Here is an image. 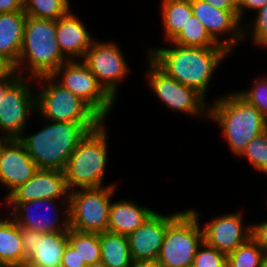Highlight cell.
<instances>
[{
    "instance_id": "cell-1",
    "label": "cell",
    "mask_w": 267,
    "mask_h": 267,
    "mask_svg": "<svg viewBox=\"0 0 267 267\" xmlns=\"http://www.w3.org/2000/svg\"><path fill=\"white\" fill-rule=\"evenodd\" d=\"M171 48H151L148 56L169 77L196 89L206 98L215 70L229 52L225 47H184L169 42Z\"/></svg>"
},
{
    "instance_id": "cell-2",
    "label": "cell",
    "mask_w": 267,
    "mask_h": 267,
    "mask_svg": "<svg viewBox=\"0 0 267 267\" xmlns=\"http://www.w3.org/2000/svg\"><path fill=\"white\" fill-rule=\"evenodd\" d=\"M44 127L18 139L38 169L63 171L81 139L99 124L43 120Z\"/></svg>"
},
{
    "instance_id": "cell-3",
    "label": "cell",
    "mask_w": 267,
    "mask_h": 267,
    "mask_svg": "<svg viewBox=\"0 0 267 267\" xmlns=\"http://www.w3.org/2000/svg\"><path fill=\"white\" fill-rule=\"evenodd\" d=\"M209 119L220 126L221 135L236 157L252 139L267 130V119L237 92L227 93L211 103Z\"/></svg>"
},
{
    "instance_id": "cell-4",
    "label": "cell",
    "mask_w": 267,
    "mask_h": 267,
    "mask_svg": "<svg viewBox=\"0 0 267 267\" xmlns=\"http://www.w3.org/2000/svg\"><path fill=\"white\" fill-rule=\"evenodd\" d=\"M67 61L57 42L56 20L27 16L20 57L13 69L20 76L28 71V77L35 79L51 76Z\"/></svg>"
},
{
    "instance_id": "cell-5",
    "label": "cell",
    "mask_w": 267,
    "mask_h": 267,
    "mask_svg": "<svg viewBox=\"0 0 267 267\" xmlns=\"http://www.w3.org/2000/svg\"><path fill=\"white\" fill-rule=\"evenodd\" d=\"M103 120L79 142L65 167L68 191L104 186L103 178L108 162V133Z\"/></svg>"
},
{
    "instance_id": "cell-6",
    "label": "cell",
    "mask_w": 267,
    "mask_h": 267,
    "mask_svg": "<svg viewBox=\"0 0 267 267\" xmlns=\"http://www.w3.org/2000/svg\"><path fill=\"white\" fill-rule=\"evenodd\" d=\"M42 83L36 93V114L49 121L100 124L103 119L80 97L64 88L52 76L35 78ZM44 83V84H43Z\"/></svg>"
},
{
    "instance_id": "cell-7",
    "label": "cell",
    "mask_w": 267,
    "mask_h": 267,
    "mask_svg": "<svg viewBox=\"0 0 267 267\" xmlns=\"http://www.w3.org/2000/svg\"><path fill=\"white\" fill-rule=\"evenodd\" d=\"M200 214L195 209L182 212L168 225L157 258L161 267H189L203 242L199 225Z\"/></svg>"
},
{
    "instance_id": "cell-8",
    "label": "cell",
    "mask_w": 267,
    "mask_h": 267,
    "mask_svg": "<svg viewBox=\"0 0 267 267\" xmlns=\"http://www.w3.org/2000/svg\"><path fill=\"white\" fill-rule=\"evenodd\" d=\"M115 184L69 192V227L79 232L107 231Z\"/></svg>"
},
{
    "instance_id": "cell-9",
    "label": "cell",
    "mask_w": 267,
    "mask_h": 267,
    "mask_svg": "<svg viewBox=\"0 0 267 267\" xmlns=\"http://www.w3.org/2000/svg\"><path fill=\"white\" fill-rule=\"evenodd\" d=\"M148 61V86L166 107L185 115H199L200 119L209 118V104L206 105V98L201 93L169 77L149 57Z\"/></svg>"
},
{
    "instance_id": "cell-10",
    "label": "cell",
    "mask_w": 267,
    "mask_h": 267,
    "mask_svg": "<svg viewBox=\"0 0 267 267\" xmlns=\"http://www.w3.org/2000/svg\"><path fill=\"white\" fill-rule=\"evenodd\" d=\"M51 76L64 88L85 101L104 121L107 119L115 100L82 61H67Z\"/></svg>"
},
{
    "instance_id": "cell-11",
    "label": "cell",
    "mask_w": 267,
    "mask_h": 267,
    "mask_svg": "<svg viewBox=\"0 0 267 267\" xmlns=\"http://www.w3.org/2000/svg\"><path fill=\"white\" fill-rule=\"evenodd\" d=\"M28 76H20L0 100V130L9 138L21 137L27 128L28 118L36 110V93ZM34 92V93H33Z\"/></svg>"
},
{
    "instance_id": "cell-12",
    "label": "cell",
    "mask_w": 267,
    "mask_h": 267,
    "mask_svg": "<svg viewBox=\"0 0 267 267\" xmlns=\"http://www.w3.org/2000/svg\"><path fill=\"white\" fill-rule=\"evenodd\" d=\"M82 62L96 76L105 91L116 100L119 83L127 78V73L130 72L127 60L118 44L95 39Z\"/></svg>"
},
{
    "instance_id": "cell-13",
    "label": "cell",
    "mask_w": 267,
    "mask_h": 267,
    "mask_svg": "<svg viewBox=\"0 0 267 267\" xmlns=\"http://www.w3.org/2000/svg\"><path fill=\"white\" fill-rule=\"evenodd\" d=\"M191 5L193 15L204 25L209 35L229 52L232 53L237 44L249 35L246 28L250 26L241 25L238 11L217 9L204 0H191ZM219 34L225 35L226 38L221 40Z\"/></svg>"
},
{
    "instance_id": "cell-14",
    "label": "cell",
    "mask_w": 267,
    "mask_h": 267,
    "mask_svg": "<svg viewBox=\"0 0 267 267\" xmlns=\"http://www.w3.org/2000/svg\"><path fill=\"white\" fill-rule=\"evenodd\" d=\"M55 201H57V199H36L22 203H7L5 205L8 206L6 209L9 207L11 208L8 215L20 226V228L35 230L42 233L69 231V210H63L61 212L62 218L57 214L61 210L55 205L57 204ZM43 205H46L45 210L47 213L54 212V218L53 216L52 218L51 216H48L49 214L47 213H41L43 212V209H40V212H37L38 210L36 211L39 207L42 208ZM33 207L35 208L33 209ZM10 212L12 213L10 214ZM47 216L51 219L46 218ZM59 217H61V220Z\"/></svg>"
},
{
    "instance_id": "cell-15",
    "label": "cell",
    "mask_w": 267,
    "mask_h": 267,
    "mask_svg": "<svg viewBox=\"0 0 267 267\" xmlns=\"http://www.w3.org/2000/svg\"><path fill=\"white\" fill-rule=\"evenodd\" d=\"M68 198L64 171L38 169L30 180L15 189L4 202L6 204L36 199H60L63 210H69Z\"/></svg>"
},
{
    "instance_id": "cell-16",
    "label": "cell",
    "mask_w": 267,
    "mask_h": 267,
    "mask_svg": "<svg viewBox=\"0 0 267 267\" xmlns=\"http://www.w3.org/2000/svg\"><path fill=\"white\" fill-rule=\"evenodd\" d=\"M181 212L167 216L154 211L140 227L127 236L133 261L157 260L165 231Z\"/></svg>"
},
{
    "instance_id": "cell-17",
    "label": "cell",
    "mask_w": 267,
    "mask_h": 267,
    "mask_svg": "<svg viewBox=\"0 0 267 267\" xmlns=\"http://www.w3.org/2000/svg\"><path fill=\"white\" fill-rule=\"evenodd\" d=\"M243 212L216 216L202 227L203 241L226 255L251 237V225H244Z\"/></svg>"
},
{
    "instance_id": "cell-18",
    "label": "cell",
    "mask_w": 267,
    "mask_h": 267,
    "mask_svg": "<svg viewBox=\"0 0 267 267\" xmlns=\"http://www.w3.org/2000/svg\"><path fill=\"white\" fill-rule=\"evenodd\" d=\"M23 143L18 138H11L3 148L0 156V185L9 189L3 201L19 186L30 180L36 171Z\"/></svg>"
},
{
    "instance_id": "cell-19",
    "label": "cell",
    "mask_w": 267,
    "mask_h": 267,
    "mask_svg": "<svg viewBox=\"0 0 267 267\" xmlns=\"http://www.w3.org/2000/svg\"><path fill=\"white\" fill-rule=\"evenodd\" d=\"M72 9L56 20V38L62 54L69 60H82L95 41Z\"/></svg>"
},
{
    "instance_id": "cell-20",
    "label": "cell",
    "mask_w": 267,
    "mask_h": 267,
    "mask_svg": "<svg viewBox=\"0 0 267 267\" xmlns=\"http://www.w3.org/2000/svg\"><path fill=\"white\" fill-rule=\"evenodd\" d=\"M26 17L24 11L0 14V57L12 68L20 57Z\"/></svg>"
},
{
    "instance_id": "cell-21",
    "label": "cell",
    "mask_w": 267,
    "mask_h": 267,
    "mask_svg": "<svg viewBox=\"0 0 267 267\" xmlns=\"http://www.w3.org/2000/svg\"><path fill=\"white\" fill-rule=\"evenodd\" d=\"M154 212L129 200L111 202L107 231L130 235Z\"/></svg>"
},
{
    "instance_id": "cell-22",
    "label": "cell",
    "mask_w": 267,
    "mask_h": 267,
    "mask_svg": "<svg viewBox=\"0 0 267 267\" xmlns=\"http://www.w3.org/2000/svg\"><path fill=\"white\" fill-rule=\"evenodd\" d=\"M68 245V231L42 233L36 231L35 251L28 259L42 267H61Z\"/></svg>"
},
{
    "instance_id": "cell-23",
    "label": "cell",
    "mask_w": 267,
    "mask_h": 267,
    "mask_svg": "<svg viewBox=\"0 0 267 267\" xmlns=\"http://www.w3.org/2000/svg\"><path fill=\"white\" fill-rule=\"evenodd\" d=\"M23 260L20 226L11 217L0 219V265L12 267Z\"/></svg>"
},
{
    "instance_id": "cell-24",
    "label": "cell",
    "mask_w": 267,
    "mask_h": 267,
    "mask_svg": "<svg viewBox=\"0 0 267 267\" xmlns=\"http://www.w3.org/2000/svg\"><path fill=\"white\" fill-rule=\"evenodd\" d=\"M101 261L107 267H131L133 259L127 236L109 231L99 233Z\"/></svg>"
},
{
    "instance_id": "cell-25",
    "label": "cell",
    "mask_w": 267,
    "mask_h": 267,
    "mask_svg": "<svg viewBox=\"0 0 267 267\" xmlns=\"http://www.w3.org/2000/svg\"><path fill=\"white\" fill-rule=\"evenodd\" d=\"M160 14L164 37L170 42L193 15L191 0H161Z\"/></svg>"
},
{
    "instance_id": "cell-26",
    "label": "cell",
    "mask_w": 267,
    "mask_h": 267,
    "mask_svg": "<svg viewBox=\"0 0 267 267\" xmlns=\"http://www.w3.org/2000/svg\"><path fill=\"white\" fill-rule=\"evenodd\" d=\"M171 42L184 47H224L209 35L204 25L194 15Z\"/></svg>"
},
{
    "instance_id": "cell-27",
    "label": "cell",
    "mask_w": 267,
    "mask_h": 267,
    "mask_svg": "<svg viewBox=\"0 0 267 267\" xmlns=\"http://www.w3.org/2000/svg\"><path fill=\"white\" fill-rule=\"evenodd\" d=\"M68 243L78 252L86 265L101 261V246L99 233L68 231Z\"/></svg>"
},
{
    "instance_id": "cell-28",
    "label": "cell",
    "mask_w": 267,
    "mask_h": 267,
    "mask_svg": "<svg viewBox=\"0 0 267 267\" xmlns=\"http://www.w3.org/2000/svg\"><path fill=\"white\" fill-rule=\"evenodd\" d=\"M70 10V0H28L24 5L27 16L51 20H58Z\"/></svg>"
},
{
    "instance_id": "cell-29",
    "label": "cell",
    "mask_w": 267,
    "mask_h": 267,
    "mask_svg": "<svg viewBox=\"0 0 267 267\" xmlns=\"http://www.w3.org/2000/svg\"><path fill=\"white\" fill-rule=\"evenodd\" d=\"M264 258L262 250L250 237L235 251L227 254L226 267H261Z\"/></svg>"
},
{
    "instance_id": "cell-30",
    "label": "cell",
    "mask_w": 267,
    "mask_h": 267,
    "mask_svg": "<svg viewBox=\"0 0 267 267\" xmlns=\"http://www.w3.org/2000/svg\"><path fill=\"white\" fill-rule=\"evenodd\" d=\"M239 157L247 158L256 171L267 175V130L252 139Z\"/></svg>"
},
{
    "instance_id": "cell-31",
    "label": "cell",
    "mask_w": 267,
    "mask_h": 267,
    "mask_svg": "<svg viewBox=\"0 0 267 267\" xmlns=\"http://www.w3.org/2000/svg\"><path fill=\"white\" fill-rule=\"evenodd\" d=\"M252 88L237 92L243 99L254 105L267 119V75L264 78H256Z\"/></svg>"
},
{
    "instance_id": "cell-32",
    "label": "cell",
    "mask_w": 267,
    "mask_h": 267,
    "mask_svg": "<svg viewBox=\"0 0 267 267\" xmlns=\"http://www.w3.org/2000/svg\"><path fill=\"white\" fill-rule=\"evenodd\" d=\"M227 255L204 241L199 246L193 260L194 267H226Z\"/></svg>"
},
{
    "instance_id": "cell-33",
    "label": "cell",
    "mask_w": 267,
    "mask_h": 267,
    "mask_svg": "<svg viewBox=\"0 0 267 267\" xmlns=\"http://www.w3.org/2000/svg\"><path fill=\"white\" fill-rule=\"evenodd\" d=\"M254 21V22H253ZM253 24H252V23ZM252 25L248 30L250 32L251 38L257 46L262 47L263 49L267 47V4L256 11V16L254 20L250 21ZM253 27V28H252Z\"/></svg>"
},
{
    "instance_id": "cell-34",
    "label": "cell",
    "mask_w": 267,
    "mask_h": 267,
    "mask_svg": "<svg viewBox=\"0 0 267 267\" xmlns=\"http://www.w3.org/2000/svg\"><path fill=\"white\" fill-rule=\"evenodd\" d=\"M251 238L267 257V221L251 224Z\"/></svg>"
},
{
    "instance_id": "cell-35",
    "label": "cell",
    "mask_w": 267,
    "mask_h": 267,
    "mask_svg": "<svg viewBox=\"0 0 267 267\" xmlns=\"http://www.w3.org/2000/svg\"><path fill=\"white\" fill-rule=\"evenodd\" d=\"M22 247L24 251V260L29 259L35 251L36 231L21 228Z\"/></svg>"
},
{
    "instance_id": "cell-36",
    "label": "cell",
    "mask_w": 267,
    "mask_h": 267,
    "mask_svg": "<svg viewBox=\"0 0 267 267\" xmlns=\"http://www.w3.org/2000/svg\"><path fill=\"white\" fill-rule=\"evenodd\" d=\"M84 260H81L78 252L68 243L62 256L61 267H85Z\"/></svg>"
},
{
    "instance_id": "cell-37",
    "label": "cell",
    "mask_w": 267,
    "mask_h": 267,
    "mask_svg": "<svg viewBox=\"0 0 267 267\" xmlns=\"http://www.w3.org/2000/svg\"><path fill=\"white\" fill-rule=\"evenodd\" d=\"M267 4V0H237L238 18L242 22L245 11H258Z\"/></svg>"
},
{
    "instance_id": "cell-38",
    "label": "cell",
    "mask_w": 267,
    "mask_h": 267,
    "mask_svg": "<svg viewBox=\"0 0 267 267\" xmlns=\"http://www.w3.org/2000/svg\"><path fill=\"white\" fill-rule=\"evenodd\" d=\"M20 77L19 73L12 69L5 77L0 79V100L4 96L6 90Z\"/></svg>"
},
{
    "instance_id": "cell-39",
    "label": "cell",
    "mask_w": 267,
    "mask_h": 267,
    "mask_svg": "<svg viewBox=\"0 0 267 267\" xmlns=\"http://www.w3.org/2000/svg\"><path fill=\"white\" fill-rule=\"evenodd\" d=\"M24 11V6L18 0H0V14Z\"/></svg>"
},
{
    "instance_id": "cell-40",
    "label": "cell",
    "mask_w": 267,
    "mask_h": 267,
    "mask_svg": "<svg viewBox=\"0 0 267 267\" xmlns=\"http://www.w3.org/2000/svg\"><path fill=\"white\" fill-rule=\"evenodd\" d=\"M213 7L227 11H238L237 0H204Z\"/></svg>"
},
{
    "instance_id": "cell-41",
    "label": "cell",
    "mask_w": 267,
    "mask_h": 267,
    "mask_svg": "<svg viewBox=\"0 0 267 267\" xmlns=\"http://www.w3.org/2000/svg\"><path fill=\"white\" fill-rule=\"evenodd\" d=\"M131 267H161L157 260L134 261Z\"/></svg>"
},
{
    "instance_id": "cell-42",
    "label": "cell",
    "mask_w": 267,
    "mask_h": 267,
    "mask_svg": "<svg viewBox=\"0 0 267 267\" xmlns=\"http://www.w3.org/2000/svg\"><path fill=\"white\" fill-rule=\"evenodd\" d=\"M13 68L0 57V79L5 77Z\"/></svg>"
},
{
    "instance_id": "cell-43",
    "label": "cell",
    "mask_w": 267,
    "mask_h": 267,
    "mask_svg": "<svg viewBox=\"0 0 267 267\" xmlns=\"http://www.w3.org/2000/svg\"><path fill=\"white\" fill-rule=\"evenodd\" d=\"M12 267H42L39 264H36L28 259L21 261L20 263L13 265Z\"/></svg>"
},
{
    "instance_id": "cell-44",
    "label": "cell",
    "mask_w": 267,
    "mask_h": 267,
    "mask_svg": "<svg viewBox=\"0 0 267 267\" xmlns=\"http://www.w3.org/2000/svg\"><path fill=\"white\" fill-rule=\"evenodd\" d=\"M11 138L6 136L0 135V156L3 151L4 145L10 140Z\"/></svg>"
},
{
    "instance_id": "cell-45",
    "label": "cell",
    "mask_w": 267,
    "mask_h": 267,
    "mask_svg": "<svg viewBox=\"0 0 267 267\" xmlns=\"http://www.w3.org/2000/svg\"><path fill=\"white\" fill-rule=\"evenodd\" d=\"M85 267H107L102 261L86 265Z\"/></svg>"
},
{
    "instance_id": "cell-46",
    "label": "cell",
    "mask_w": 267,
    "mask_h": 267,
    "mask_svg": "<svg viewBox=\"0 0 267 267\" xmlns=\"http://www.w3.org/2000/svg\"><path fill=\"white\" fill-rule=\"evenodd\" d=\"M261 267H267V257L264 258Z\"/></svg>"
},
{
    "instance_id": "cell-47",
    "label": "cell",
    "mask_w": 267,
    "mask_h": 267,
    "mask_svg": "<svg viewBox=\"0 0 267 267\" xmlns=\"http://www.w3.org/2000/svg\"><path fill=\"white\" fill-rule=\"evenodd\" d=\"M18 1H20V3L24 6L25 3H26L28 0H18Z\"/></svg>"
}]
</instances>
